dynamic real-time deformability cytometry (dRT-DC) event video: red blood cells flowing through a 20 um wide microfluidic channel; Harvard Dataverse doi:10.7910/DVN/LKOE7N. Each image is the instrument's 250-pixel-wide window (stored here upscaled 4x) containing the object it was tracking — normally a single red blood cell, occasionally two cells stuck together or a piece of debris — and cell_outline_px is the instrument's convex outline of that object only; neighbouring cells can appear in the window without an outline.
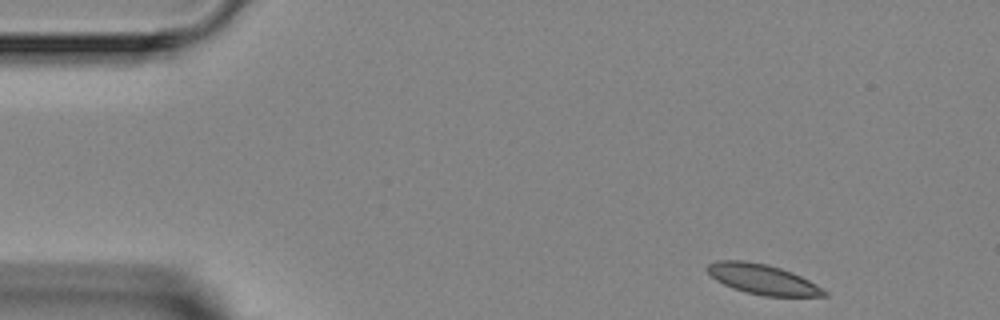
{"species": "Egyptian fruit bat (a non-hibernating species)", "species_latin": "Rousettus aegyptiacus", "temperature_condition": "room temperature", "stored_images_in_passage": 4, "camera_frame_rate_fps": 3000, "um_per_image_px": 0.085, "animal": {"sex": "female"}, "frame": {"image": 1, "passage_image": 1, "time_ms": 0.0, "image_size_px": [1000, 320], "cell_outline_px": [[828, 296], [764, 296], [732, 288], [716, 280], [704, 268], [708, 264], [716, 260], [744, 260], [768, 264], [792, 272], [816, 284], [828, 292]], "centroid_in_image_um": [64.8, 23.72], "position_along_channel_um": 20.2, "area_um2": 20.46}}